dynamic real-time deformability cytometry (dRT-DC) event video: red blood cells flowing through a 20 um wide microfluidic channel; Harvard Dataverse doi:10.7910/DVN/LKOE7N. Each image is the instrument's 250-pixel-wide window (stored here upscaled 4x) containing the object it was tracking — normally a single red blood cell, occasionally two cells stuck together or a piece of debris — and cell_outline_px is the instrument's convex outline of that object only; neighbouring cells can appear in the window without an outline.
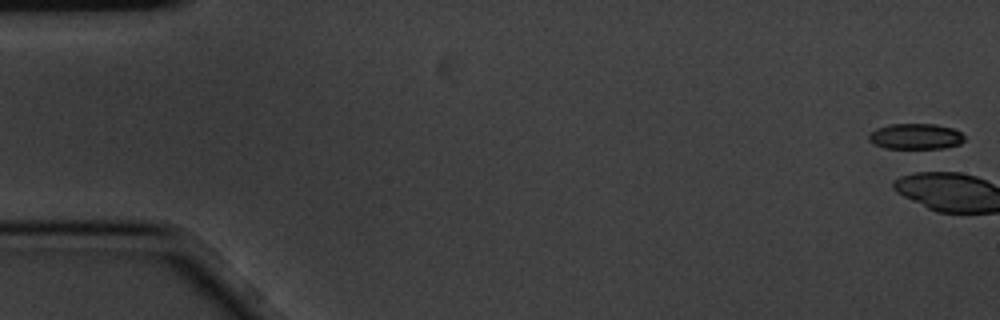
{"species": "common noctule bat (a hibernating species)", "species_latin": "Nyctalus noctula", "temperature_condition": "cold", "stored_images_in_passage": 6, "camera_frame_rate_fps": 3000, "um_per_image_px": 0.085, "animal": {"sex": "male", "body_mass_g": 20.1, "forearm_length_mm": 53.5}, "frame": {"image": 1, "passage_image": 1, "time_ms": 0.0, "image_size_px": [1000, 320], "cell_outline_px": [[964, 140], [960, 144], [944, 148], [884, 148], [868, 140], [868, 136], [876, 128], [892, 124], [936, 124], [952, 128], [960, 132], [964, 136]], "centroid_in_image_um": [77.84, 11.59], "position_along_channel_um": 7.2, "area_um2": 14.22}}